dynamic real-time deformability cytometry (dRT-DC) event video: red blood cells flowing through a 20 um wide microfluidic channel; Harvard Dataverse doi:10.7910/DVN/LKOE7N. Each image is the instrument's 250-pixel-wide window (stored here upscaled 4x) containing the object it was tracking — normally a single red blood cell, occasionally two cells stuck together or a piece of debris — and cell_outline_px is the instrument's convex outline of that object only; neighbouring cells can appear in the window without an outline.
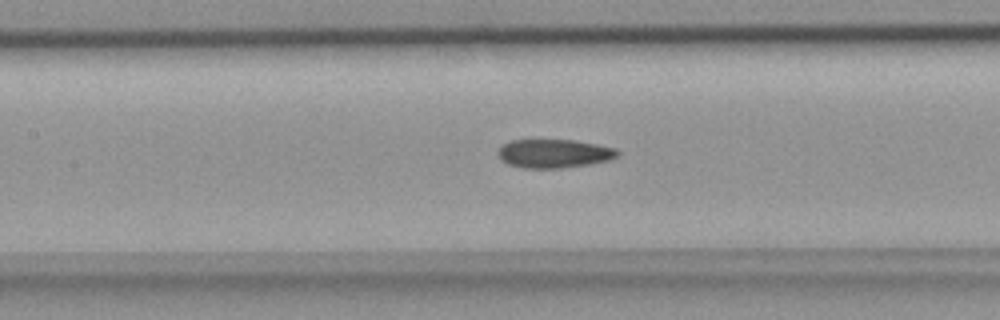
{"species": "common noctule bat (a hibernating species)", "species_latin": "Nyctalus noctula", "temperature_condition": "room temperature", "stored_images_in_passage": 35, "camera_frame_rate_fps": 3000, "um_per_image_px": 0.085, "animal": {"sex": "female", "body_mass_g": 18.4}, "frame": {"image": 1, "passage_image": 9, "time_ms": 2.667, "image_size_px": [1000, 320], "cell_outline_px": [[620, 156], [608, 160], [592, 164], [560, 168], [524, 168], [508, 164], [500, 160], [496, 152], [504, 144], [512, 140], [576, 140], [616, 148], [620, 152]], "centroid_in_image_um": [47.11, 13.05], "position_along_channel_um": 160.3, "area_um2": 20.11}}
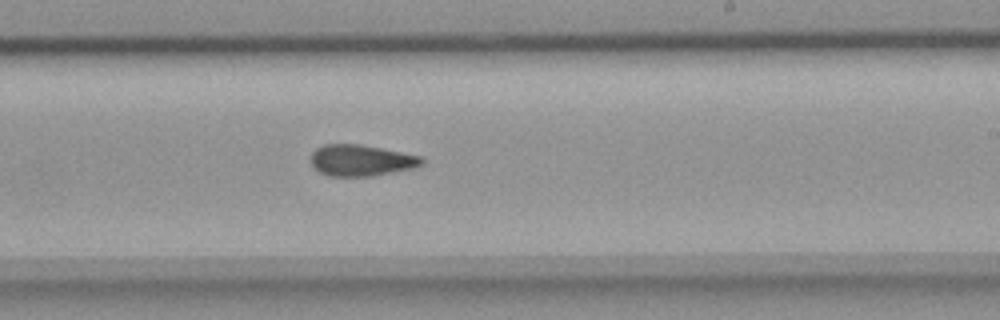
{"frame": {"image": 2, "passage_image": 16, "time_ms": 5.0, "image_size_px": [1000, 320], "cell_outline_px": [[424, 164], [412, 168], [372, 176], [328, 176], [320, 172], [308, 160], [312, 152], [316, 148], [324, 144], [360, 144], [420, 156], [424, 160]], "centroid_in_image_um": [30.65, 13.63], "position_along_channel_um": 258.3, "area_um2": 20.17}}
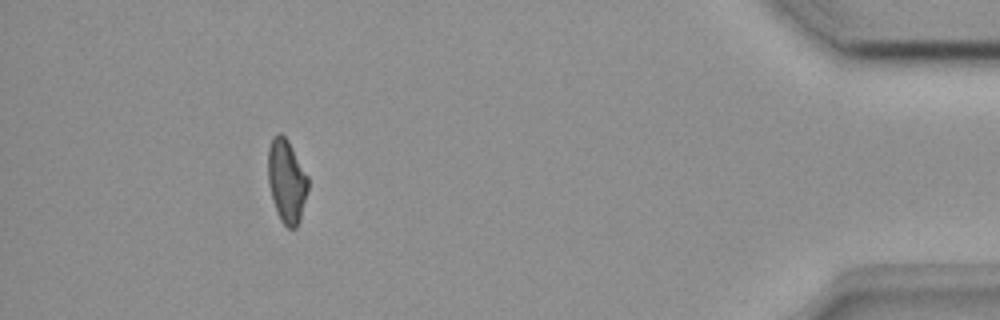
{"frame": {"image": 3, "passage_image": 31, "time_ms": 10.0, "image_size_px": [1000, 320], "cell_outline_px": [[308, 188], [300, 220], [296, 228], [288, 228], [280, 220], [272, 200], [268, 184], [268, 148], [272, 136], [276, 132], [280, 132], [288, 140], [308, 176]], "centroid_in_image_um": [24.35, 15.37], "position_along_channel_um": 410.9, "area_um2": 19.59}}